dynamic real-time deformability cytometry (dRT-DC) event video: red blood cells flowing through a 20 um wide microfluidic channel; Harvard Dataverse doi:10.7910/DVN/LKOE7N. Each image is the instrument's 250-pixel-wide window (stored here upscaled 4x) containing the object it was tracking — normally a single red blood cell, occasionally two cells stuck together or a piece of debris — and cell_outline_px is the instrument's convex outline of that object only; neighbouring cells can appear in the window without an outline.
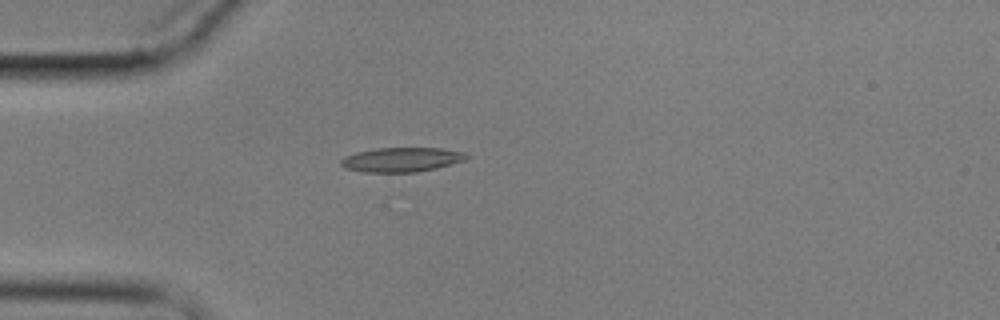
{"species": "common noctule bat (a hibernating species)", "species_latin": "Nyctalus noctula", "temperature_condition": "cold", "stored_images_in_passage": 2, "camera_frame_rate_fps": 3000, "um_per_image_px": 0.085, "animal": {"sex": "male", "body_mass_g": 17.9}, "frame": {"image": 1, "passage_image": 1, "time_ms": 0.0, "image_size_px": [1000, 320], "cell_outline_px": [[472, 156], [464, 160], [436, 168], [416, 172], [364, 172], [344, 168], [340, 164], [340, 160], [344, 156], [356, 152], [376, 148], [440, 148], [464, 152]], "centroid_in_image_um": [34.11, 13.56], "position_along_channel_um": 50.9, "area_um2": 17.92}}